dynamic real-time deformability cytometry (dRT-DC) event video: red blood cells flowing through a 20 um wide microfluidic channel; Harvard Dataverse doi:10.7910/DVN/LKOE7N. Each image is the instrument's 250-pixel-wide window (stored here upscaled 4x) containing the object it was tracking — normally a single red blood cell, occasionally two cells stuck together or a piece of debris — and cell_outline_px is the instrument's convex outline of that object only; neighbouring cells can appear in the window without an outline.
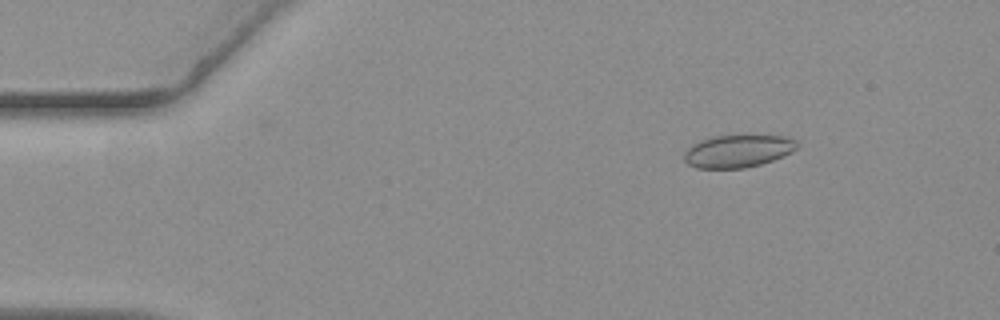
{"species": "common noctule bat (a hibernating species)", "species_latin": "Nyctalus noctula", "temperature_condition": "warm", "stored_images_in_passage": 47, "camera_frame_rate_fps": 3000, "um_per_image_px": 0.085, "animal": {"sex": "female", "body_mass_g": 19.3, "forearm_length_mm": 54.1}, "frame": {"image": 1, "passage_image": 2, "time_ms": 0.333, "image_size_px": [1000, 320], "cell_outline_px": [[796, 148], [792, 152], [772, 160], [760, 164], [744, 168], [696, 168], [688, 164], [684, 160], [684, 152], [692, 144], [700, 140], [712, 136], [784, 136], [796, 140]], "centroid_in_image_um": [62.68, 12.85], "position_along_channel_um": 22.3, "area_um2": 21.21}}
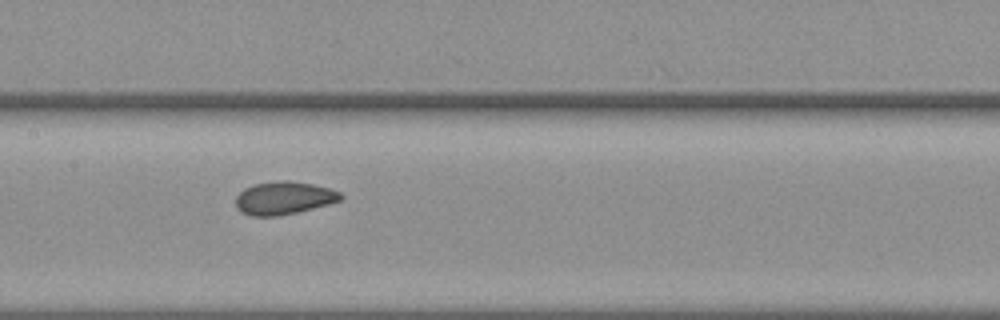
{"frame": {"image": 2, "passage_image": 22, "time_ms": 7.0, "image_size_px": [1000, 320], "cell_outline_px": [[344, 196], [340, 200], [328, 204], [296, 212], [276, 216], [248, 216], [240, 212], [236, 208], [236, 196], [244, 188], [252, 184], [284, 180], [288, 180], [312, 184], [328, 188], [340, 192]], "centroid_in_image_um": [24.08, 16.83], "position_along_channel_um": 183.3, "area_um2": 20.11}}
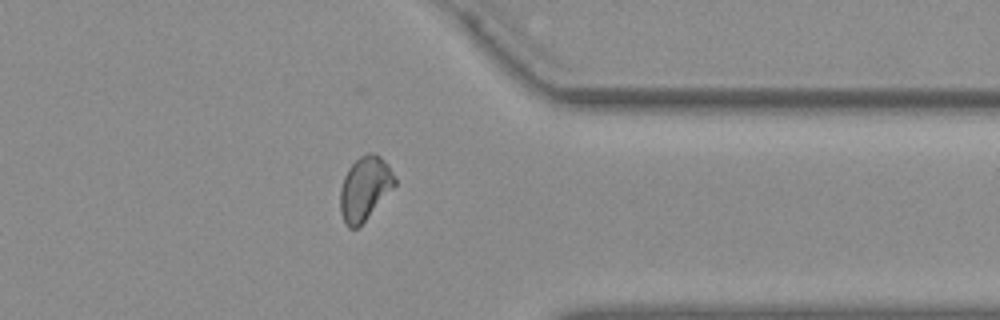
{"frame": {"image": 3, "passage_image": 39, "time_ms": 12.667, "image_size_px": [1000, 320], "cell_outline_px": [[396, 184], [364, 220], [356, 228], [348, 228], [344, 224], [340, 212], [340, 188], [344, 176], [348, 168], [360, 156], [368, 152], [372, 152], [380, 156], [388, 164], [396, 180]], "centroid_in_image_um": [30.98, 15.99], "position_along_channel_um": 380.4, "area_um2": 20.0}, "authors_computed_cell_mechanics": {"area_um2": 20.1144, "velocity_mm_per_s": 3.6392, "shape_relaxation_time_tau1_ms": 6.5549, "shape_relaxation_time_tau2_ms": 1.0174, "deformation_change_tau1": 0.0964, "deformation_change_tau2": 0.0639}}